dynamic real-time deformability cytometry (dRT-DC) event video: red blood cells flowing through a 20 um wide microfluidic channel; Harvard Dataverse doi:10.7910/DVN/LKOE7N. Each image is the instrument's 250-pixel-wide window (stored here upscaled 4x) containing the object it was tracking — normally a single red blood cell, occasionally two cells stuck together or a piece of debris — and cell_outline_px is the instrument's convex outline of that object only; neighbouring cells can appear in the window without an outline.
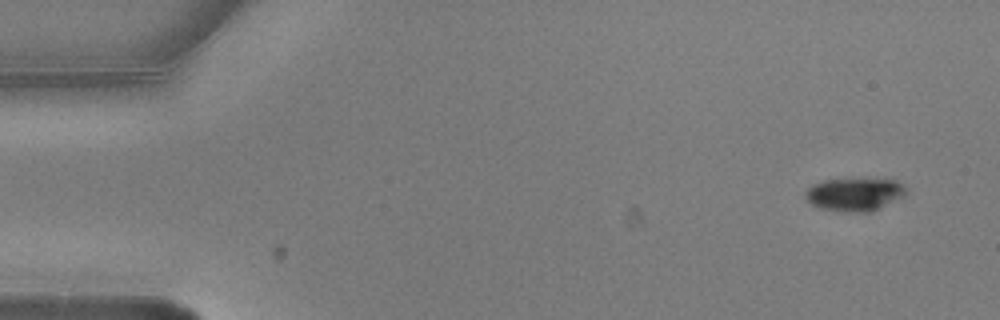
{"species": "common noctule bat (a hibernating species)", "species_latin": "Nyctalus noctula", "temperature_condition": "warm", "stored_images_in_passage": 4, "camera_frame_rate_fps": 3000, "um_per_image_px": 0.085, "animal": {"sex": "male", "body_mass_g": 20.5, "forearm_length_mm": 52.5}, "frame": {"image": 1, "passage_image": 1, "time_ms": 0.0, "image_size_px": [1000, 320], "cell_outline_px": [[908, 188], [904, 196], [872, 212], [860, 212], [820, 208], [812, 204], [804, 196], [804, 192], [812, 184], [824, 180], [864, 176], [884, 176], [896, 180], [904, 184]], "centroid_in_image_um": [72.72, 16.43], "position_along_channel_um": 12.3, "area_um2": 20.4}}
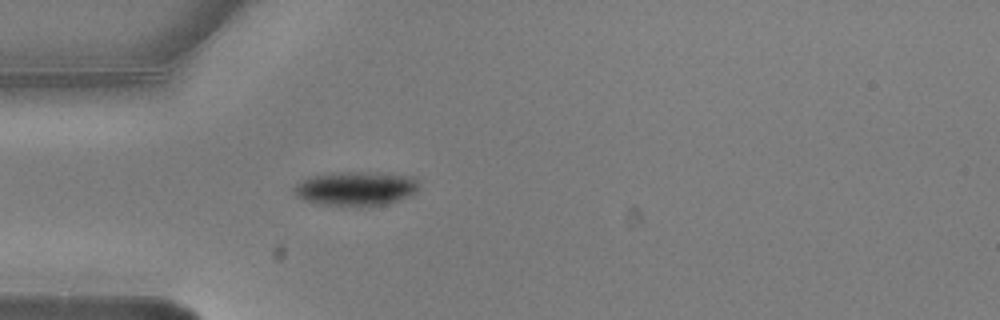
{"frame": {"image": 2, "passage_image": 4, "time_ms": 1.0, "image_size_px": [1000, 320], "cell_outline_px": [[420, 184], [416, 192], [400, 200], [388, 204], [356, 208], [316, 204], [304, 200], [296, 196], [292, 192], [292, 188], [296, 184], [308, 176], [332, 172], [380, 172], [416, 176], [420, 180]], "centroid_in_image_um": [30.26, 16.04], "position_along_channel_um": 54.7, "area_um2": 26.13}}